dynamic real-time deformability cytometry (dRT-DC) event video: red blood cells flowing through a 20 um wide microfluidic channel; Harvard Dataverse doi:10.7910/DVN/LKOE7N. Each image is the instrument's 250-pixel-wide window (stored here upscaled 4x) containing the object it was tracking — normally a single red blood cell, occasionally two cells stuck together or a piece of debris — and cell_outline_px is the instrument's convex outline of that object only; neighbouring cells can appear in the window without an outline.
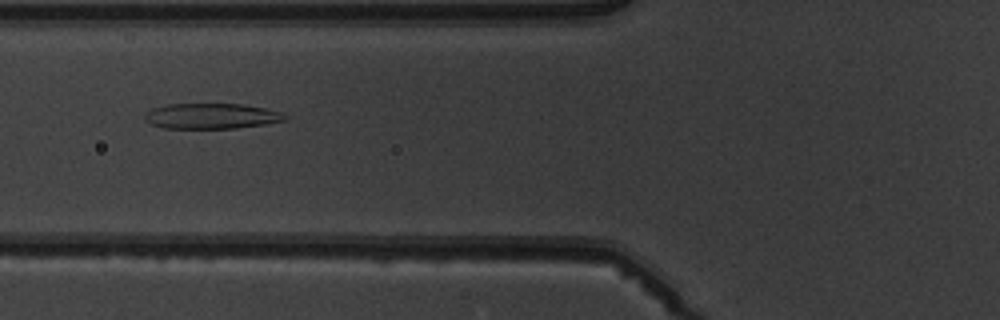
{"species": "common noctule bat (a hibernating species)", "species_latin": "Nyctalus noctula", "temperature_condition": "warm", "stored_images_in_passage": 6, "camera_frame_rate_fps": 3000, "um_per_image_px": 0.085, "animal": {"sex": "male", "body_mass_g": 19.5, "forearm_length_mm": 54.6}, "frame": {"image": 1, "passage_image": 6, "time_ms": 6.333, "image_size_px": [1000, 320], "cell_outline_px": [[288, 120], [264, 124], [236, 128], [164, 128], [152, 124], [144, 120], [144, 116], [152, 108], [168, 104], [244, 104], [284, 112], [288, 116]], "centroid_in_image_um": [18.02, 9.86], "position_along_channel_um": 107.8, "area_um2": 20.87}}